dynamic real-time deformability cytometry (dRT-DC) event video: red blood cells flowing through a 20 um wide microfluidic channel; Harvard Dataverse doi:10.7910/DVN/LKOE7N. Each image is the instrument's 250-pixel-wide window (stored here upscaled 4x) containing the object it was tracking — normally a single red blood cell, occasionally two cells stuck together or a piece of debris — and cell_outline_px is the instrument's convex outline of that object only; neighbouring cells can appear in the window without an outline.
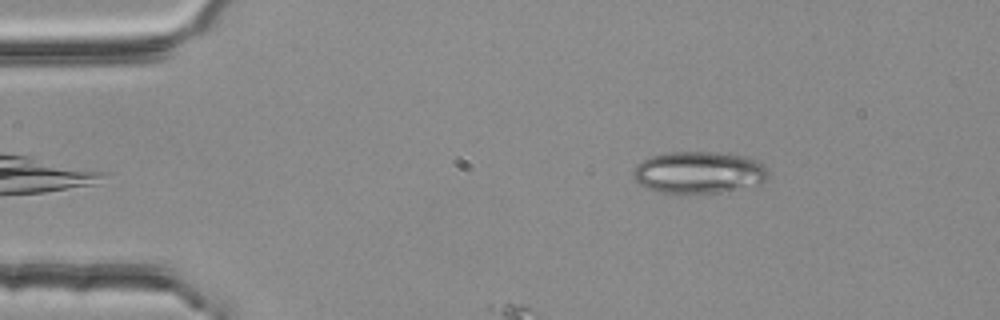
{"species": "common noctule bat (a hibernating species)", "species_latin": "Nyctalus noctula", "temperature_condition": "room temperature", "stored_images_in_passage": 54, "camera_frame_rate_fps": 3000, "um_per_image_px": 0.085, "animal": {"sex": "female", "body_mass_g": 25.1}, "frame": {"image": 1, "passage_image": 8, "time_ms": 2.333, "image_size_px": [1000, 320], "cell_outline_px": [[768, 176], [760, 184], [720, 192], [660, 192], [648, 188], [640, 184], [632, 176], [632, 172], [636, 164], [652, 156], [664, 152], [716, 152], [744, 156], [756, 160], [768, 172]], "centroid_in_image_um": [59.37, 14.64], "position_along_channel_um": 25.6, "area_um2": 32.54}}
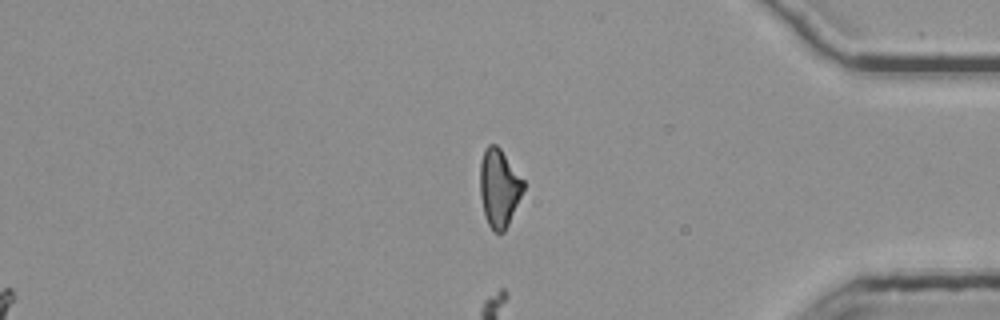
{"frame": {"image": 2, "passage_image": 45, "time_ms": 14.667, "image_size_px": [1000, 320], "cell_outline_px": [[524, 188], [508, 224], [504, 232], [492, 232], [488, 224], [484, 212], [480, 196], [480, 164], [484, 148], [488, 144], [496, 144], [500, 148], [524, 180]], "centroid_in_image_um": [42.4, 15.95], "position_along_channel_um": 392.8, "area_um2": 19.59}}
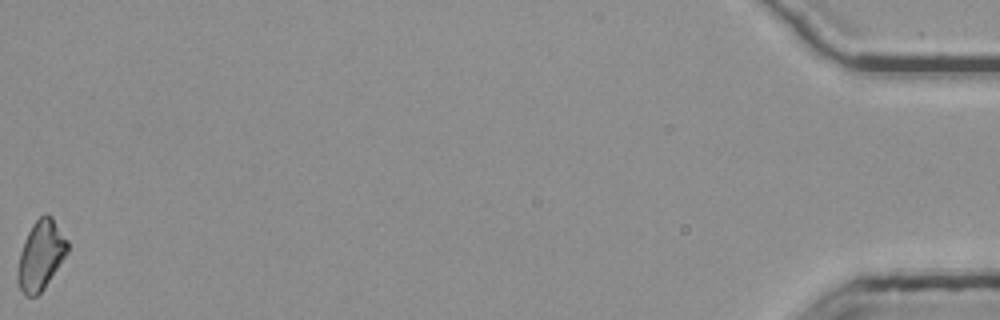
{"frame": {"image": 3, "passage_image": 54, "time_ms": 17.667, "image_size_px": [1000, 320], "cell_outline_px": [[68, 252], [44, 288], [36, 296], [24, 296], [20, 288], [16, 276], [16, 272], [20, 252], [24, 240], [32, 224], [44, 212], [52, 216], [68, 240]], "centroid_in_image_um": [3.46, 21.68], "position_along_channel_um": 431.7, "area_um2": 20.23}}